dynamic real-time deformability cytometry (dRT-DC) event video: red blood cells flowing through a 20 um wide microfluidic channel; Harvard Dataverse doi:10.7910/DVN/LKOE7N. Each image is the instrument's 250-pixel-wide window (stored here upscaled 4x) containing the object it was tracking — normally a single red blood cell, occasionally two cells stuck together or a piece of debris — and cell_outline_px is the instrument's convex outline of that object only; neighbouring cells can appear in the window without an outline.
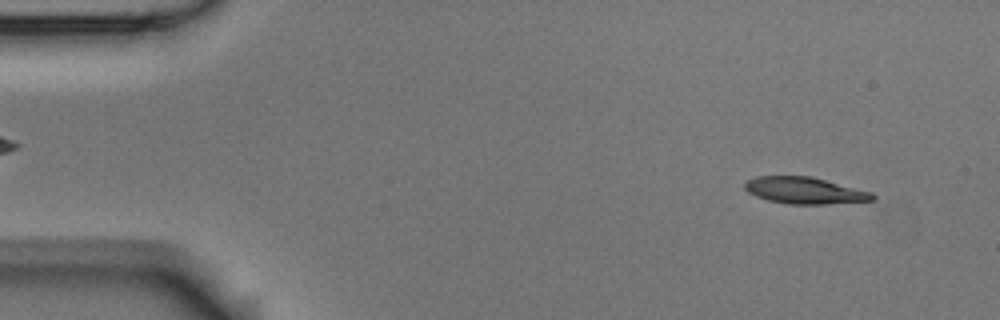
{"species": "Egyptian fruit bat (a non-hibernating species)", "species_latin": "Rousettus aegyptiacus", "temperature_condition": "room temperature", "stored_images_in_passage": 4, "camera_frame_rate_fps": 3000, "um_per_image_px": 0.085, "animal": {"sex": "male"}, "frame": {"image": 1, "passage_image": 2, "time_ms": 1.0, "image_size_px": [1000, 320], "cell_outline_px": [[876, 200], [824, 204], [788, 204], [768, 200], [756, 196], [748, 192], [744, 188], [744, 184], [748, 180], [756, 176], [808, 176], [872, 192], [876, 196]], "centroid_in_image_um": [68.39, 16.2], "position_along_channel_um": 16.6, "area_um2": 19.65}}